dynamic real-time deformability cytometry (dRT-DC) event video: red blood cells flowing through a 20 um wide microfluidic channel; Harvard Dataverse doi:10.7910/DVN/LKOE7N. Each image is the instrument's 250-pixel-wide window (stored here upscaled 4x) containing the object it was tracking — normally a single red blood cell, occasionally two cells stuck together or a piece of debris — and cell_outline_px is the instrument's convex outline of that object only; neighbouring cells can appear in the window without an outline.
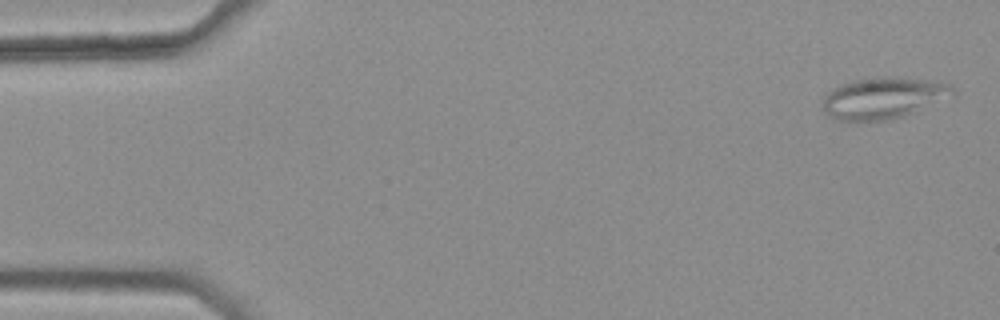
{"species": "common noctule bat (a hibernating species)", "species_latin": "Nyctalus noctula", "temperature_condition": "warm", "stored_images_in_passage": 16, "camera_frame_rate_fps": 3000, "um_per_image_px": 0.085, "animal": {"sex": "female", "body_mass_g": 25.1}, "frame": {"image": 1, "passage_image": 2, "time_ms": 0.333, "image_size_px": [1000, 320], "cell_outline_px": [[956, 92], [904, 116], [892, 120], [836, 120], [828, 116], [824, 112], [824, 96], [832, 88], [840, 84], [856, 80], [884, 76], [888, 76], [928, 80], [948, 84], [956, 88]], "centroid_in_image_um": [75.02, 8.32], "position_along_channel_um": 10.0, "area_um2": 30.87}}